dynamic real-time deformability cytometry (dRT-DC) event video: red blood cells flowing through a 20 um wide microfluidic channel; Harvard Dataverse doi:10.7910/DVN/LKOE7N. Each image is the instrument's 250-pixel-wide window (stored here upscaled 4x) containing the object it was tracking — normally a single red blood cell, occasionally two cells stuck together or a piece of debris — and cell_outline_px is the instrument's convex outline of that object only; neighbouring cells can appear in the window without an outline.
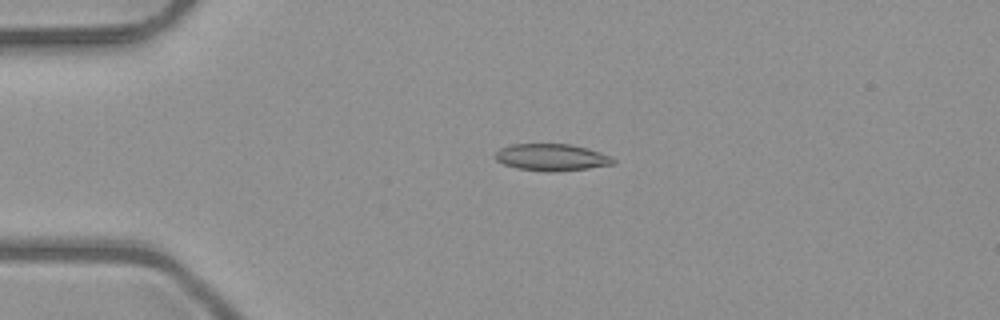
{"species": "common noctule bat (a hibernating species)", "species_latin": "Nyctalus noctula", "temperature_condition": "room temperature", "stored_images_in_passage": 40, "camera_frame_rate_fps": 3000, "um_per_image_px": 0.085, "animal": {"sex": "male", "body_mass_g": 23.1, "forearm_length_mm": 52.7}, "frame": {"image": 1, "passage_image": 1, "time_ms": 0.0, "image_size_px": [1000, 320], "cell_outline_px": [[616, 164], [588, 168], [552, 172], [516, 168], [504, 164], [496, 160], [496, 152], [500, 148], [512, 144], [568, 144], [584, 148], [608, 156], [616, 160]], "centroid_in_image_um": [46.85, 13.38], "position_along_channel_um": 38.1, "area_um2": 18.15}}
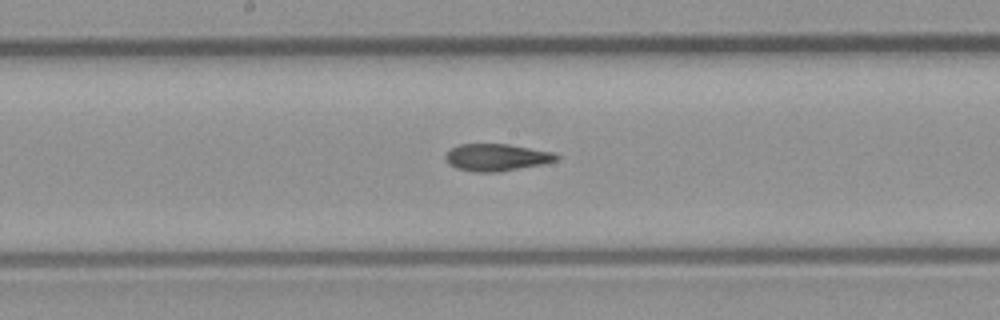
{"frame": {"image": 2, "passage_image": 16, "time_ms": 5.0, "image_size_px": [1000, 320], "cell_outline_px": [[560, 160], [544, 164], [500, 172], [476, 172], [456, 168], [448, 164], [444, 156], [452, 148], [460, 144], [508, 144], [552, 152], [560, 156]], "centroid_in_image_um": [42.23, 13.38], "position_along_channel_um": 206.0, "area_um2": 17.63}}
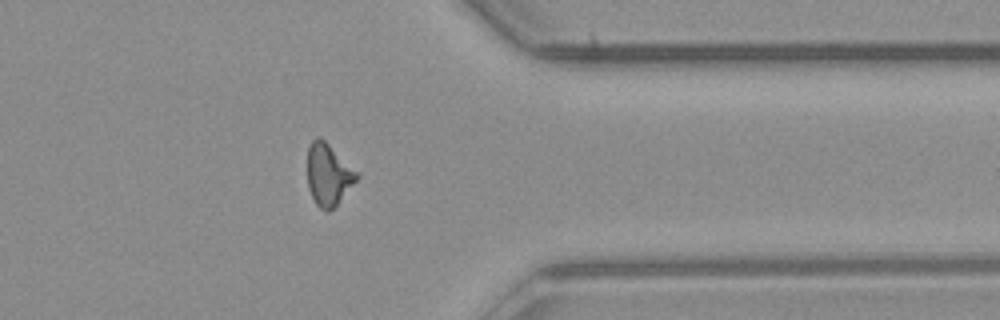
{"frame": {"image": 3, "passage_image": 30, "time_ms": 9.667, "image_size_px": [1000, 320], "cell_outline_px": [[360, 176], [336, 204], [328, 212], [320, 208], [316, 204], [308, 188], [308, 148], [312, 140], [316, 136], [320, 136], [360, 172]], "centroid_in_image_um": [27.93, 14.8], "position_along_channel_um": 383.5, "area_um2": 17.8}, "authors_computed_cell_mechanics": {"area_um2": 17.629, "velocity_mm_per_s": 4.0461, "shape_relaxation_time_tau1_ms": null, "shape_relaxation_time_tau2_ms": 3.631, "deformation_change_tau1": null, "deformation_change_tau2": 0.1095}}